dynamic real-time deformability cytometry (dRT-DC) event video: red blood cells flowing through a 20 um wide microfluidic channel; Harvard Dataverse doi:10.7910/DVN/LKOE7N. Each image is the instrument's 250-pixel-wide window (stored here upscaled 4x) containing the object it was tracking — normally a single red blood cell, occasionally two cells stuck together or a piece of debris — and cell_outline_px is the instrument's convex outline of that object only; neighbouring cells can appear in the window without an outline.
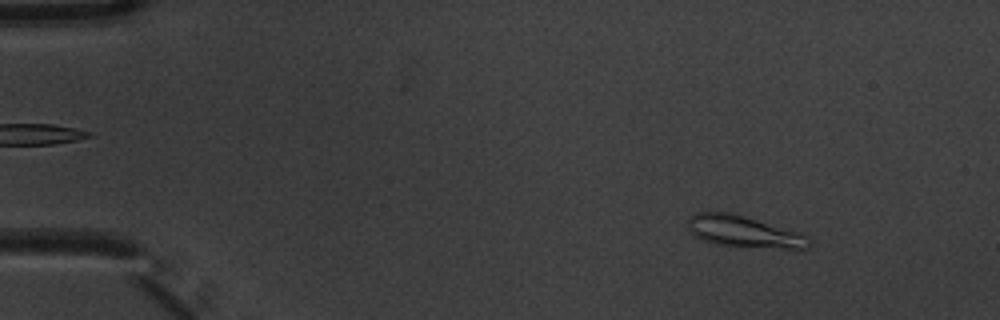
{"species": "common noctule bat (a hibernating species)", "species_latin": "Nyctalus noctula", "temperature_condition": "warm", "stored_images_in_passage": 4, "camera_frame_rate_fps": 3000, "um_per_image_px": 0.085, "animal": {"sex": "male", "body_mass_g": 20.1, "forearm_length_mm": 53.5}, "frame": {"image": 1, "passage_image": 2, "time_ms": 0.333, "image_size_px": [1000, 320], "cell_outline_px": [[812, 244], [808, 248], [800, 252], [736, 248], [716, 244], [704, 240], [696, 236], [688, 228], [688, 220], [696, 212], [728, 212], [804, 232], [812, 240]], "centroid_in_image_um": [63.45, 19.78], "position_along_channel_um": 21.5, "area_um2": 23.81}}
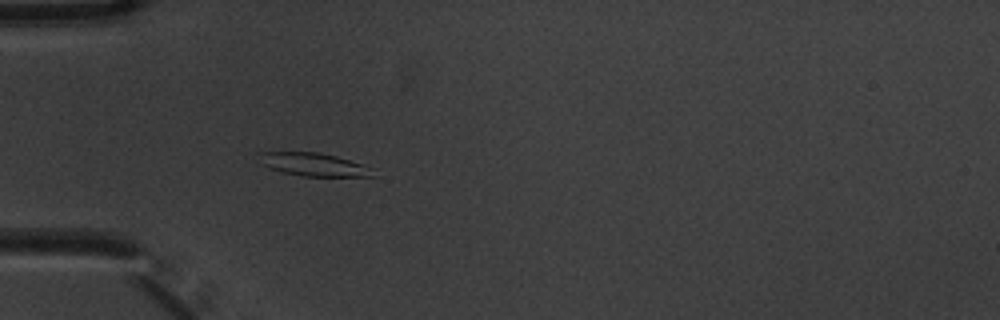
{"frame": {"image": 2, "passage_image": 4, "time_ms": 1.0, "image_size_px": [1000, 320], "cell_outline_px": [[376, 176], [300, 176], [280, 172], [264, 164], [256, 152], [316, 152], [336, 156], [372, 168]], "centroid_in_image_um": [26.65, 13.98], "position_along_channel_um": 58.3, "area_um2": 15.09}}